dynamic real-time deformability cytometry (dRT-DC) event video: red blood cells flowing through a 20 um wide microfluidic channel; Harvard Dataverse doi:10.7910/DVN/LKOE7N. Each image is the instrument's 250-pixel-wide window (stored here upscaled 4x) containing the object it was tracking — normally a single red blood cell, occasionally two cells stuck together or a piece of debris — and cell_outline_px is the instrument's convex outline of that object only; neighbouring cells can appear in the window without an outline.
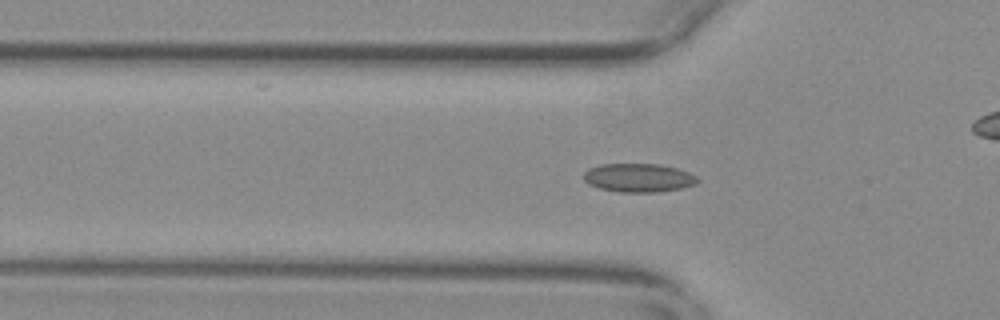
{"species": "common noctule bat (a hibernating species)", "species_latin": "Nyctalus noctula", "temperature_condition": "warm", "stored_images_in_passage": 40, "camera_frame_rate_fps": 3000, "um_per_image_px": 0.085, "animal": {"sex": "female", "body_mass_g": 29.2, "forearm_length_mm": 56.3}, "frame": {"image": 1, "passage_image": 17, "time_ms": 5.333, "image_size_px": [1000, 320], "cell_outline_px": [[700, 180], [696, 184], [684, 188], [656, 192], [620, 192], [600, 188], [588, 184], [584, 180], [584, 172], [588, 168], [600, 164], [660, 164], [676, 168], [688, 172], [696, 176]], "centroid_in_image_um": [54.28, 15.11], "position_along_channel_um": 71.5, "area_um2": 19.07}}
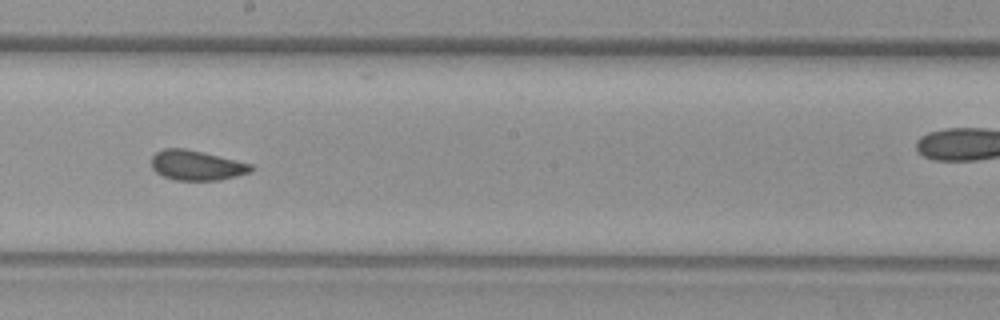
{"frame": {"image": 2, "passage_image": 30, "time_ms": 9.667, "image_size_px": [1000, 320], "cell_outline_px": [[256, 168], [252, 172], [220, 180], [176, 180], [164, 176], [156, 172], [152, 168], [152, 156], [156, 152], [164, 148], [184, 148], [204, 152], [252, 164]], "centroid_in_image_um": [16.74, 14.05], "position_along_channel_um": 231.5, "area_um2": 17.46}}
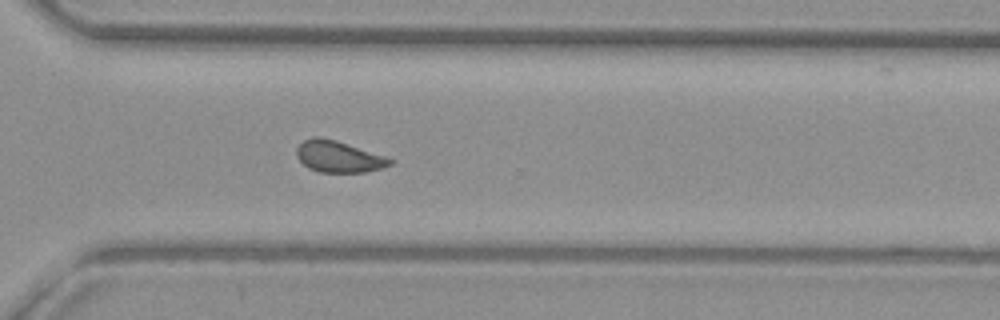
{"frame": {"image": 3, "passage_image": 39, "time_ms": 12.667, "image_size_px": [1000, 320], "cell_outline_px": [[396, 160], [392, 164], [384, 168], [364, 172], [320, 172], [308, 168], [296, 156], [296, 148], [304, 140], [312, 136], [320, 136], [336, 140]], "centroid_in_image_um": [28.78, 13.31], "position_along_channel_um": 341.8, "area_um2": 17.17}}